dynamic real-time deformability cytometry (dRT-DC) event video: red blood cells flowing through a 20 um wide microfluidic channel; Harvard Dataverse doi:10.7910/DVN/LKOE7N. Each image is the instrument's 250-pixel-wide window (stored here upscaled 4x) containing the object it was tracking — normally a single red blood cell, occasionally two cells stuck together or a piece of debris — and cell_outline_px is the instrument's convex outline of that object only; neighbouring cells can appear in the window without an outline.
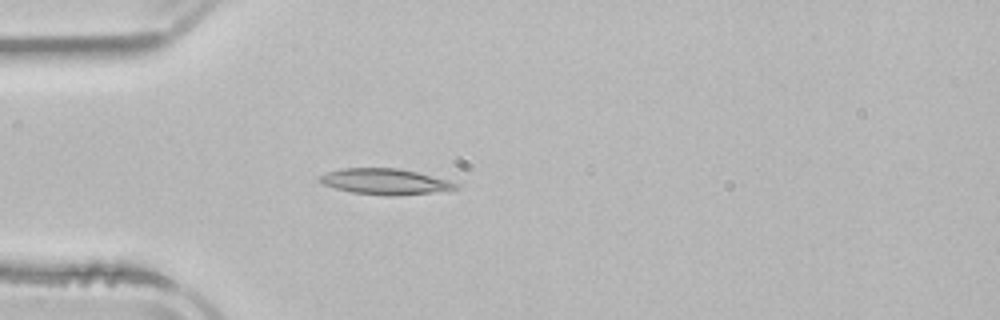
{"species": "common noctule bat (a hibernating species)", "species_latin": "Nyctalus noctula", "temperature_condition": "room temperature", "stored_images_in_passage": 3, "camera_frame_rate_fps": 3000, "um_per_image_px": 0.085, "animal": {"sex": "male", "body_mass_g": 21.5, "forearm_length_mm": 52.0}, "frame": {"image": 1, "passage_image": 3, "time_ms": 3.0, "image_size_px": [1000, 320], "cell_outline_px": [[460, 188], [432, 192], [392, 196], [384, 196], [352, 192], [320, 184], [316, 180], [320, 176], [328, 172], [344, 168], [396, 168], [416, 172], [448, 180], [460, 184]], "centroid_in_image_um": [32.7, 15.44], "position_along_channel_um": 52.3, "area_um2": 20.4}}